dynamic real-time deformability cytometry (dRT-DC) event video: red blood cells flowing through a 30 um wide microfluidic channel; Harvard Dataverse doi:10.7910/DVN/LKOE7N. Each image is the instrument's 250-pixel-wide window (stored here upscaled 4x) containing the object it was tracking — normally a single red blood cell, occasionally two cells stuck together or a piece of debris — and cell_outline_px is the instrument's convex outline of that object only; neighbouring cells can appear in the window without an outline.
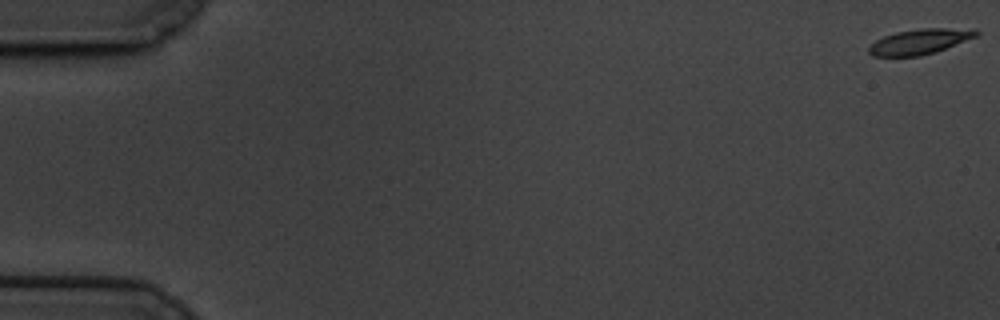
{"species": "common noctule bat (a hibernating species)", "species_latin": "Nyctalus noctula", "temperature_condition": "cold", "stored_images_in_passage": 61, "camera_frame_rate_fps": 3000, "um_per_image_px": 0.085, "animal": {"sex": "male", "body_mass_g": 19.5, "forearm_length_mm": 54.6}, "frame": {"image": 1, "passage_image": 1, "time_ms": 0.0, "image_size_px": [1000, 320], "cell_outline_px": [[980, 32], [976, 36], [936, 52], [920, 56], [872, 56], [868, 52], [868, 48], [876, 40], [884, 36], [896, 32], [920, 28], [976, 28]], "centroid_in_image_um": [78.2, 3.52], "position_along_channel_um": 6.8, "area_um2": 15.84}}
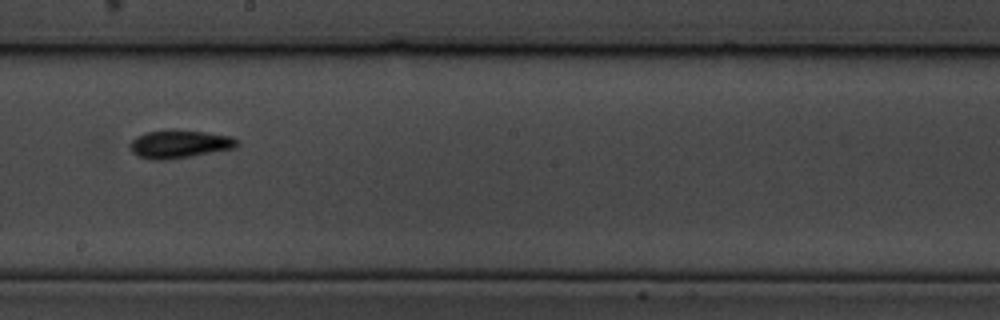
{"frame": {"image": 2, "passage_image": 35, "time_ms": 11.333, "image_size_px": [1000, 320], "cell_outline_px": [[240, 144], [236, 148], [192, 156], [168, 160], [152, 160], [136, 156], [128, 148], [128, 144], [136, 136], [144, 132], [168, 128], [204, 132], [232, 136], [240, 140]], "centroid_in_image_um": [15.23, 12.23], "position_along_channel_um": 233.0, "area_um2": 18.21}}
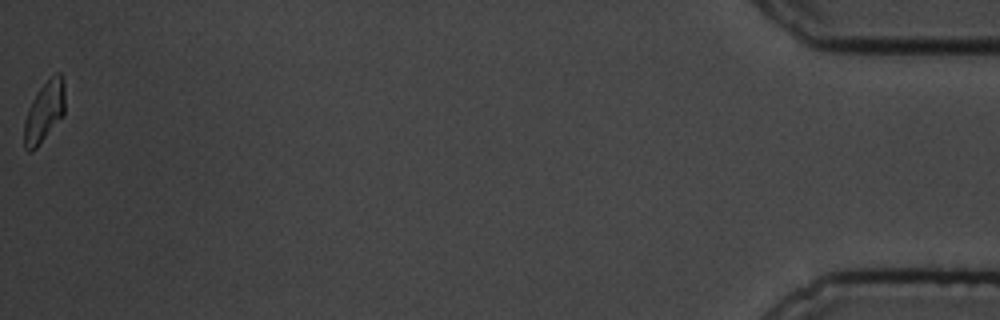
{"frame": {"image": 3, "passage_image": 61, "time_ms": 20.0, "image_size_px": [1000, 320], "cell_outline_px": [[64, 112], [36, 148], [32, 152], [28, 152], [24, 148], [24, 124], [28, 108], [32, 100], [40, 88], [56, 72], [60, 72], [64, 84]], "centroid_in_image_um": [3.74, 9.5], "position_along_channel_um": 431.5, "area_um2": 13.99}, "authors_computed_cell_mechanics": {"area_um2": 15.9528, "velocity_mm_per_s": 3.3671, "shape_relaxation_time_tau1_ms": 4.3105, "shape_relaxation_time_tau2_ms": 5.7629, "deformation_change_tau1": 0.1591, "deformation_change_tau2": 0.1173}}